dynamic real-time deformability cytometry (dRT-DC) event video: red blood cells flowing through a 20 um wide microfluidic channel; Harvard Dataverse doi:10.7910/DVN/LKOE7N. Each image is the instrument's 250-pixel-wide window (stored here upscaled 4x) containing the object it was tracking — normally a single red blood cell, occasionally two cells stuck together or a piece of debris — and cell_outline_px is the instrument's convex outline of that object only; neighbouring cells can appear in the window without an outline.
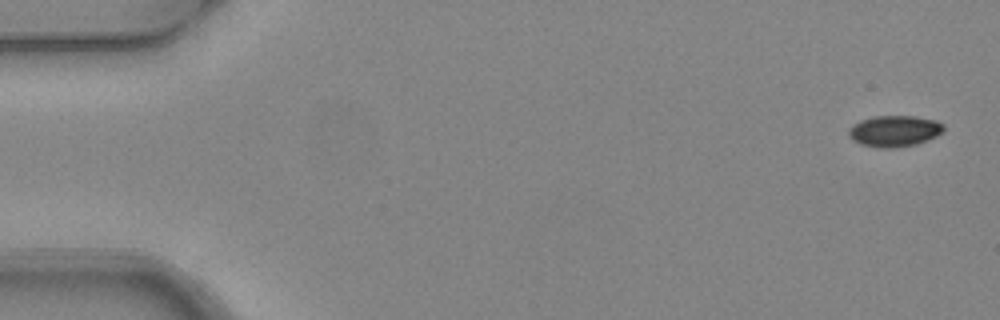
{"species": "common noctule bat (a hibernating species)", "species_latin": "Nyctalus noctula", "temperature_condition": "warm", "stored_images_in_passage": 5, "segment_of_instrument_passage": [1, 2], "camera_frame_rate_fps": 3000, "um_per_image_px": 0.085, "animal": {"sex": "female", "body_mass_g": 24.6, "forearm_length_mm": 56.2}, "frame": {"image": 1, "passage_image": 1, "time_ms": 0.0, "image_size_px": [1000, 320], "cell_outline_px": [[944, 132], [936, 136], [916, 144], [896, 148], [880, 148], [860, 144], [852, 140], [848, 136], [848, 128], [852, 124], [860, 120], [872, 116], [916, 116], [936, 120], [944, 124]], "centroid_in_image_um": [76.0, 11.13], "position_along_channel_um": 9.0, "area_um2": 17.57}}
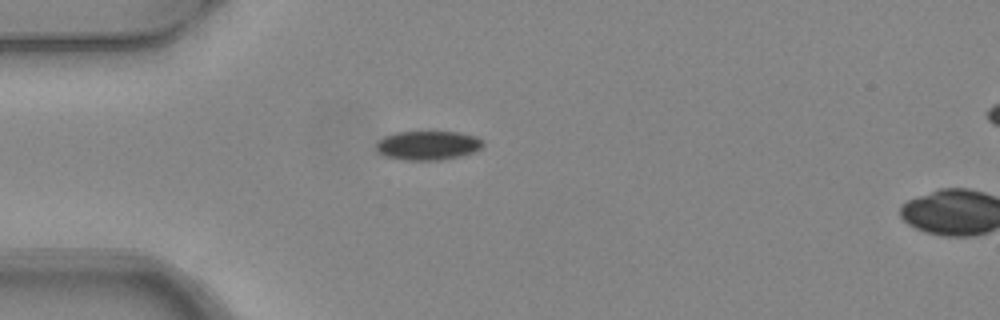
{"frame": {"image": 2, "passage_image": 4, "time_ms": 1.0, "image_size_px": [1000, 320], "cell_outline_px": [[484, 144], [476, 152], [460, 156], [440, 160], [404, 160], [384, 156], [376, 152], [376, 140], [384, 136], [396, 132], [460, 132], [476, 136]], "centroid_in_image_um": [36.33, 12.36], "position_along_channel_um": 48.7, "area_um2": 18.32}}